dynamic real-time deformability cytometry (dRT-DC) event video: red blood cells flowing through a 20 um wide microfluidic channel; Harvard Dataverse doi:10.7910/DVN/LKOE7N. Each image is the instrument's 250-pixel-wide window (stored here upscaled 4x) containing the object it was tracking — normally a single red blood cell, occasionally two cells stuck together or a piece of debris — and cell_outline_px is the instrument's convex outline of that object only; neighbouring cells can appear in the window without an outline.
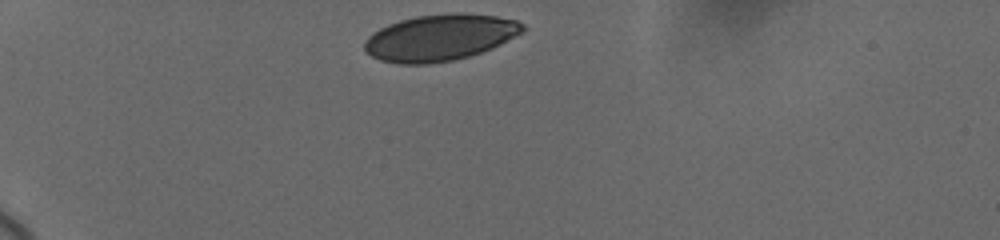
{"species": "human", "species_latin": "Homo sapiens", "temperature_condition": "cold", "stored_images_in_passage": 6, "camera_frame_rate_fps": 3000, "um_per_image_px": 0.085, "donor": {"sex": "female"}, "frame": {"image": 1, "passage_image": 1, "time_ms": 0.0, "image_size_px": [1000, 240], "cell_outline_px": [[524, 28], [520, 32], [500, 44], [492, 48], [468, 56], [452, 60], [428, 64], [400, 64], [380, 60], [372, 56], [364, 48], [364, 40], [372, 32], [388, 24], [400, 20], [416, 16], [452, 12], [464, 12], [496, 16], [516, 20], [524, 24]], "centroid_in_image_um": [37.36, 3.18], "position_along_channel_um": 47.6, "area_um2": 42.66}}